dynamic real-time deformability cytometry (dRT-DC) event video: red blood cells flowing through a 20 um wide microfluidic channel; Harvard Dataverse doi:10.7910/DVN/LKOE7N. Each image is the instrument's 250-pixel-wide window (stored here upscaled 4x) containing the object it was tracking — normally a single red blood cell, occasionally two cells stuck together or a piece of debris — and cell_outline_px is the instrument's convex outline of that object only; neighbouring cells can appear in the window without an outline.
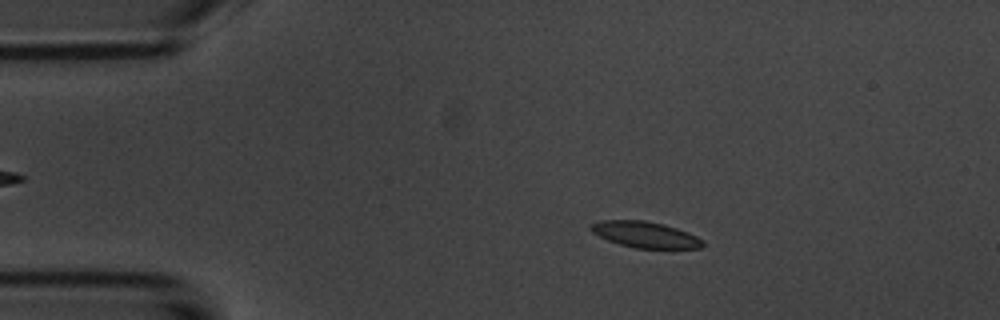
{"species": "common noctule bat (a hibernating species)", "species_latin": "Nyctalus noctula", "temperature_condition": "room temperature", "stored_images_in_passage": 53, "camera_frame_rate_fps": 3000, "um_per_image_px": 0.085, "animal": {"sex": "male", "body_mass_g": 20.1, "forearm_length_mm": 53.5}, "frame": {"image": 1, "passage_image": 9, "time_ms": 2.667, "image_size_px": [1000, 320], "cell_outline_px": [[704, 244], [700, 248], [636, 248], [620, 244], [608, 240], [592, 232], [588, 228], [592, 224], [600, 220], [644, 220], [664, 224], [688, 232], [704, 240]], "centroid_in_image_um": [54.84, 19.93], "position_along_channel_um": 30.2, "area_um2": 16.94}}
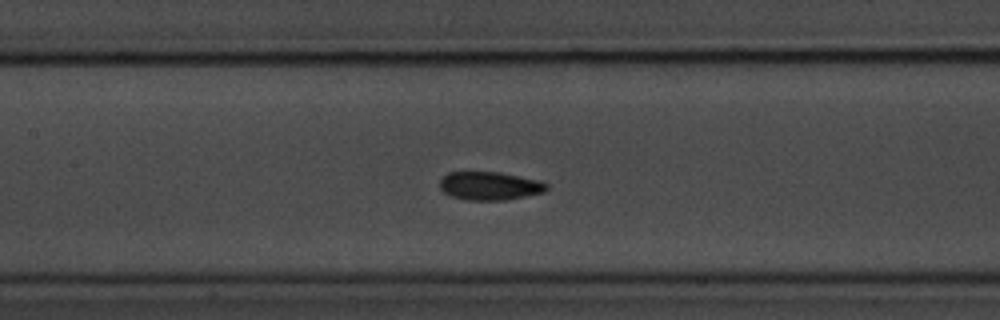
{"frame": {"image": 2, "passage_image": 24, "time_ms": 7.667, "image_size_px": [1000, 320], "cell_outline_px": [[548, 188], [544, 192], [504, 200], [468, 200], [452, 196], [444, 192], [440, 188], [440, 180], [448, 172], [500, 172], [544, 180], [548, 184]], "centroid_in_image_um": [41.67, 15.78], "position_along_channel_um": 165.7, "area_um2": 17.74}}
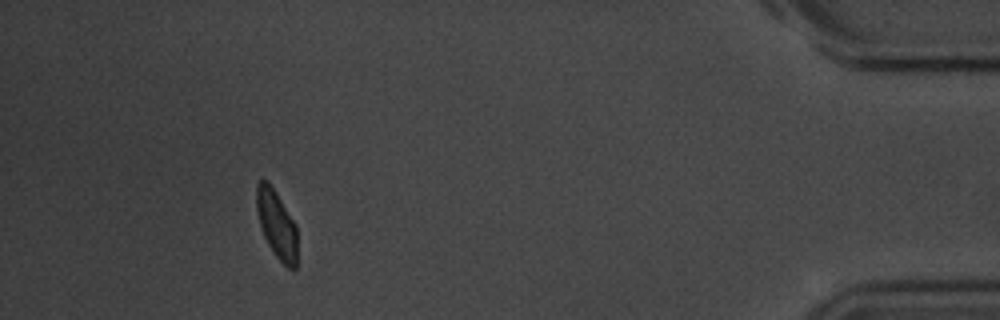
{"frame": {"image": 3, "passage_image": 49, "time_ms": 16.0, "image_size_px": [1000, 320], "cell_outline_px": [[296, 268], [288, 268], [276, 256], [268, 244], [260, 228], [256, 208], [256, 184], [260, 180], [268, 180], [296, 224]], "centroid_in_image_um": [23.49, 19.03], "position_along_channel_um": 411.7, "area_um2": 16.07}, "authors_computed_cell_mechanics": {"area_um2": 17.051, "velocity_mm_per_s": 3.6898, "shape_relaxation_time_tau1_ms": 3.3522, "shape_relaxation_time_tau2_ms": 1.2606, "deformation_change_tau1": 0.1261, "deformation_change_tau2": 0.0503}}